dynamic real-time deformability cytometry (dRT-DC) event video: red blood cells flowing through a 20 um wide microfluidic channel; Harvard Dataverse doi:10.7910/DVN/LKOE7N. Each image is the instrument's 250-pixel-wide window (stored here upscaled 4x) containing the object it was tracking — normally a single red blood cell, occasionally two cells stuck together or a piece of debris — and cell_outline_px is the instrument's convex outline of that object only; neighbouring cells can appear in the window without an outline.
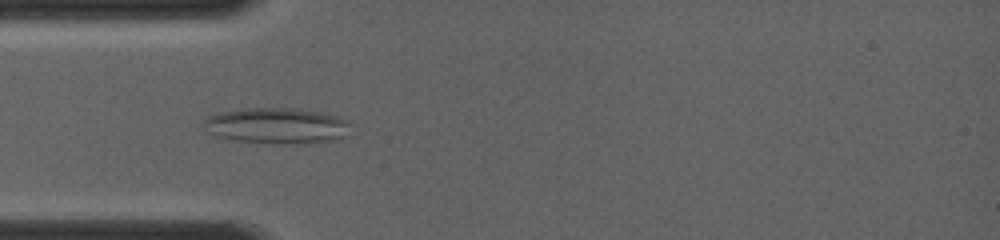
{"species": "common noctule bat (a hibernating species)", "species_latin": "Nyctalus noctula", "temperature_condition": "room temperature", "stored_images_in_passage": 51, "camera_frame_rate_fps": 4000, "um_per_image_px": 0.085, "animal": {"sex": "female", "body_mass_g": 19.0, "forearm_length_mm": 56.7}, "frame": {"image": 1, "passage_image": 12, "time_ms": 3.5, "image_size_px": [1000, 240], "cell_outline_px": [[348, 136], [336, 140], [300, 144], [276, 144], [220, 140], [212, 136], [200, 124], [208, 116], [220, 112], [248, 108], [292, 108], [320, 112], [336, 116], [348, 120]], "centroid_in_image_um": [23.44, 10.72], "position_along_channel_um": 61.6, "area_um2": 31.5}}
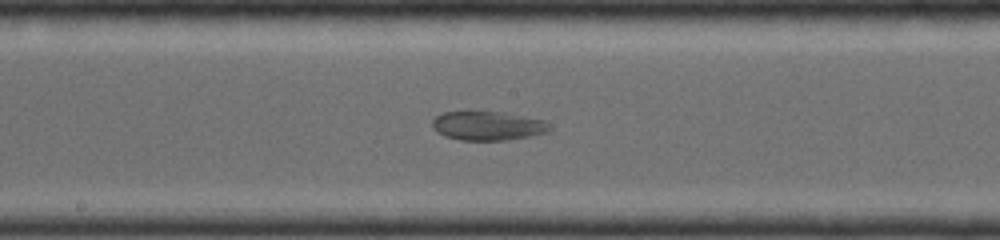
{"frame": {"image": 2, "passage_image": 22, "time_ms": 6.75, "image_size_px": [1000, 240], "cell_outline_px": [[552, 128], [548, 132], [508, 140], [460, 140], [444, 136], [436, 132], [432, 128], [432, 120], [436, 116], [444, 112], [500, 112], [544, 120]], "centroid_in_image_um": [41.42, 10.7], "position_along_channel_um": 206.8, "area_um2": 19.71}}
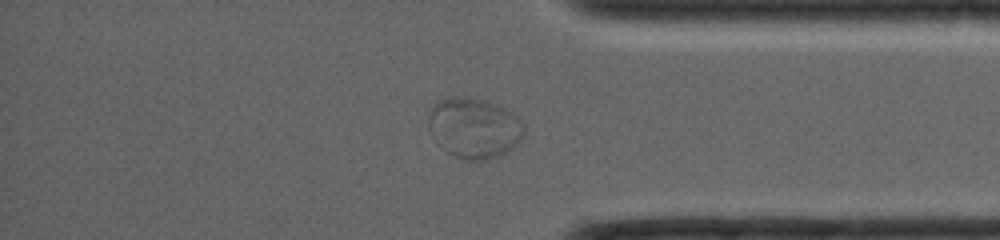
{"frame": {"image": 3, "passage_image": 37, "time_ms": 11.0, "image_size_px": [1000, 240], "cell_outline_px": [[524, 132], [520, 140], [512, 148], [500, 156], [488, 160], [468, 160], [456, 156], [448, 152], [444, 148], [428, 128], [428, 116], [432, 104], [440, 100], [452, 96], [484, 100], [496, 104], [512, 112], [524, 124]], "centroid_in_image_um": [40.31, 10.87], "position_along_channel_um": 394.9, "area_um2": 33.35}}